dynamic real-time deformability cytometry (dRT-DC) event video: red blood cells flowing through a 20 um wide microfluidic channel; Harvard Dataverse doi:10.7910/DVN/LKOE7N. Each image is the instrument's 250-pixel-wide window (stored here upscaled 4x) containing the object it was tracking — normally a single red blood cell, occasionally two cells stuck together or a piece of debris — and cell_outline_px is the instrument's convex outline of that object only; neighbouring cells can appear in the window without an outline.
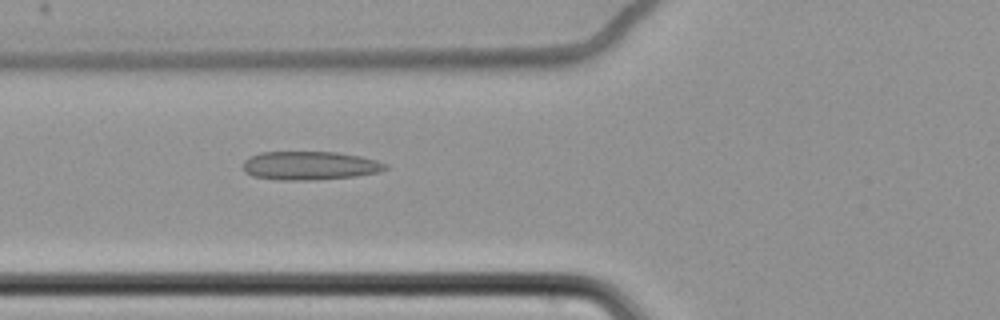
{"species": "common noctule bat (a hibernating species)", "species_latin": "Nyctalus noctula", "temperature_condition": "cold", "stored_images_in_passage": 61, "camera_frame_rate_fps": 3000, "um_per_image_px": 0.085, "animal": {"sex": "female", "body_mass_g": 22.7, "forearm_length_mm": 54.2}, "frame": {"image": 1, "passage_image": 25, "time_ms": 8.0, "image_size_px": [1000, 320], "cell_outline_px": [[388, 168], [380, 172], [356, 176], [316, 180], [276, 180], [252, 176], [244, 172], [244, 160], [260, 152], [336, 152], [360, 156], [376, 160], [388, 164]], "centroid_in_image_um": [26.35, 14.08], "position_along_channel_um": 99.4, "area_um2": 23.87}}
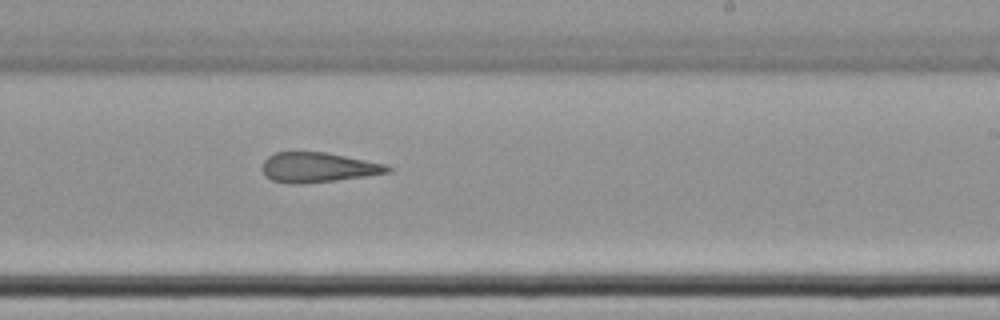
{"frame": {"image": 2, "passage_image": 39, "time_ms": 12.667, "image_size_px": [1000, 320], "cell_outline_px": [[396, 168], [392, 172], [336, 180], [304, 184], [292, 184], [272, 180], [264, 176], [264, 160], [268, 156], [276, 152], [324, 152], [388, 164]], "centroid_in_image_um": [27.09, 14.23], "position_along_channel_um": 261.9, "area_um2": 21.91}}
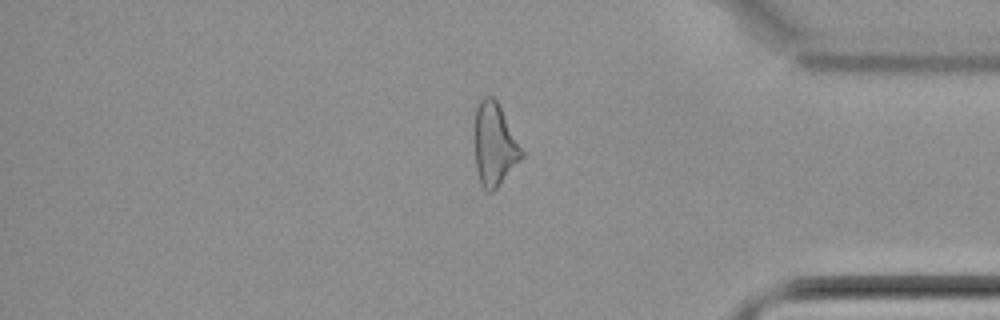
{"frame": {"image": 3, "passage_image": 52, "time_ms": 17.0, "image_size_px": [1000, 320], "cell_outline_px": [[524, 156], [496, 188], [492, 192], [488, 192], [480, 184], [476, 168], [476, 108], [480, 100], [484, 96], [492, 96], [496, 100], [524, 152]], "centroid_in_image_um": [42.04, 12.3], "position_along_channel_um": 393.2, "area_um2": 22.08}, "authors_computed_cell_mechanics": {"area_um2": 24.0448, "velocity_mm_per_s": 3.4821, "shape_relaxation_time_tau1_ms": null, "shape_relaxation_time_tau2_ms": 7.8381, "deformation_change_tau1": null, "deformation_change_tau2": 0.2099}}